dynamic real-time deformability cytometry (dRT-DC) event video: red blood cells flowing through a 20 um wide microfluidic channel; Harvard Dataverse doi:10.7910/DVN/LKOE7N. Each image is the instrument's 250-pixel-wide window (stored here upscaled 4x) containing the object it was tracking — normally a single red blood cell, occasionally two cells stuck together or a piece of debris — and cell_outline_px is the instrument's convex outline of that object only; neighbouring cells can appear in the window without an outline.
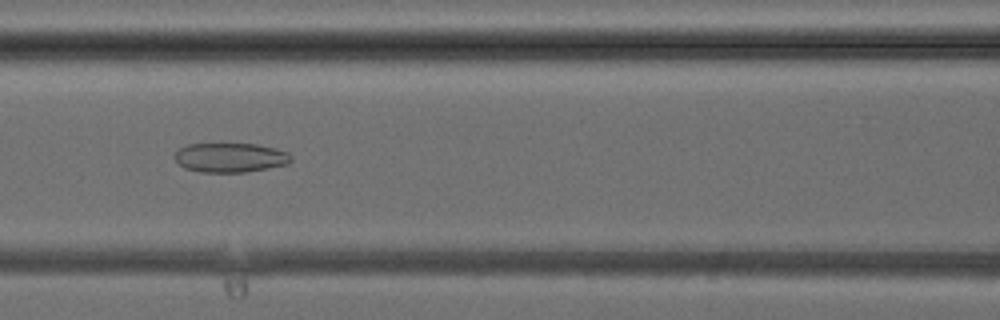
{"species": "common noctule bat (a hibernating species)", "species_latin": "Nyctalus noctula", "temperature_condition": "cold", "stored_images_in_passage": 36, "camera_frame_rate_fps": 3000, "um_per_image_px": 0.085, "animal": {"sex": "female", "body_mass_g": 24.6, "forearm_length_mm": 56.2}, "frame": {"image": 1, "passage_image": 15, "time_ms": 4.667, "image_size_px": [1000, 320], "cell_outline_px": [[292, 160], [288, 164], [268, 168], [244, 172], [200, 172], [184, 168], [172, 156], [180, 148], [188, 144], [256, 144], [276, 148], [288, 152], [292, 156]], "centroid_in_image_um": [19.59, 13.39], "position_along_channel_um": 147.0, "area_um2": 20.0}}
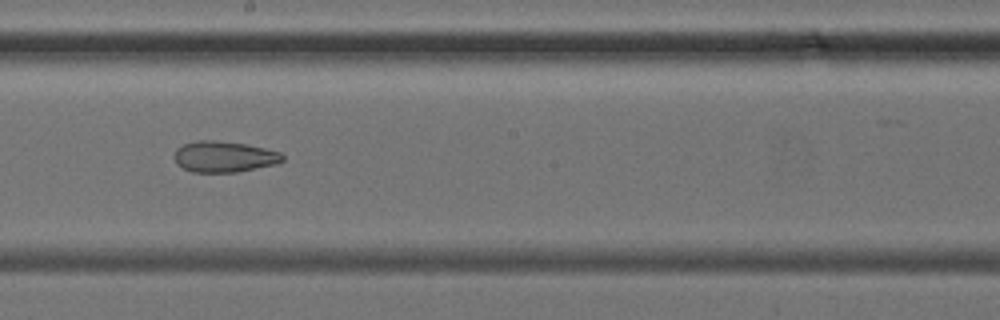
{"frame": {"image": 2, "passage_image": 20, "time_ms": 6.333, "image_size_px": [1000, 320], "cell_outline_px": [[284, 160], [276, 164], [236, 172], [192, 172], [176, 164], [172, 156], [176, 148], [184, 144], [196, 140], [212, 140], [244, 144], [264, 148], [280, 152], [284, 156]], "centroid_in_image_um": [19.0, 13.32], "position_along_channel_um": 229.2, "area_um2": 19.59}}
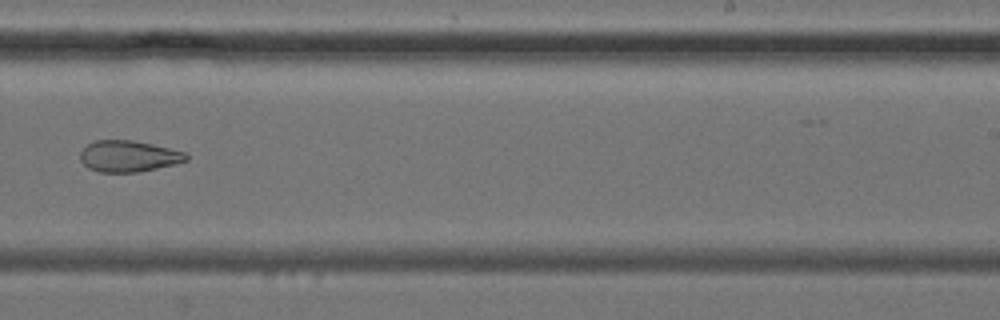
{"frame": {"image": 3, "passage_image": 23, "time_ms": 7.333, "image_size_px": [1000, 320], "cell_outline_px": [[188, 160], [176, 164], [140, 172], [100, 172], [88, 168], [80, 160], [80, 152], [88, 144], [96, 140], [132, 140], [152, 144], [184, 152], [188, 156]], "centroid_in_image_um": [10.92, 13.28], "position_along_channel_um": 278.1, "area_um2": 19.31}}